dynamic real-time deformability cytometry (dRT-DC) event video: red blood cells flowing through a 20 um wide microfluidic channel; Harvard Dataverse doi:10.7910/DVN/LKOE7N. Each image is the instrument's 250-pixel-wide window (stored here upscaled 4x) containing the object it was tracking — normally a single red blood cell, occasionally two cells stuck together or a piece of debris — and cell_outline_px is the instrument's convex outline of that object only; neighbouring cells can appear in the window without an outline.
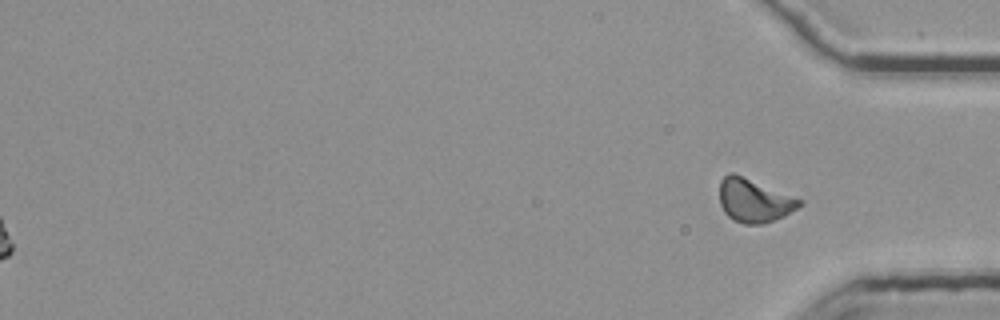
{"species": "common noctule bat (a hibernating species)", "species_latin": "Nyctalus noctula", "temperature_condition": "room temperature", "stored_images_in_passage": 46, "segment_of_instrument_passage": [2, 2], "camera_frame_rate_fps": 3000, "um_per_image_px": 0.085, "animal": {"sex": "female", "body_mass_g": 25.1}, "frame": {"image": 1, "passage_image": 46, "time_ms": 15.0, "image_size_px": [1000, 320], "cell_outline_px": [[804, 204], [784, 216], [764, 224], [744, 224], [732, 220], [724, 212], [720, 204], [720, 180], [728, 172], [732, 172], [800, 200]], "centroid_in_image_um": [64.05, 17.07], "position_along_channel_um": 371.2, "area_um2": 19.88}}